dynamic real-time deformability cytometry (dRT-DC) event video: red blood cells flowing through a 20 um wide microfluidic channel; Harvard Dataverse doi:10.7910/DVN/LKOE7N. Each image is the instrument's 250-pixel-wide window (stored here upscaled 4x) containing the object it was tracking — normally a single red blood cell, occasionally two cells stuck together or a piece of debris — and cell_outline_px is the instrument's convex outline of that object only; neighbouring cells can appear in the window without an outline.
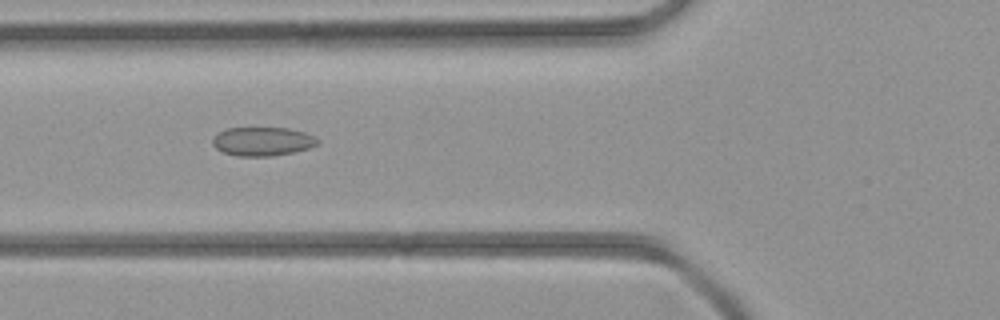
{"species": "common noctule bat (a hibernating species)", "species_latin": "Nyctalus noctula", "temperature_condition": "room temperature", "stored_images_in_passage": 46, "segment_of_instrument_passage": [1, 2], "camera_frame_rate_fps": 3000, "um_per_image_px": 0.085, "animal": {"sex": "female", "body_mass_g": 21.9}, "frame": {"image": 1, "passage_image": 17, "time_ms": 5.333, "image_size_px": [1000, 320], "cell_outline_px": [[320, 140], [316, 144], [308, 148], [292, 152], [272, 156], [236, 156], [224, 152], [216, 148], [212, 144], [212, 140], [220, 132], [228, 128], [288, 128], [304, 132], [316, 136]], "centroid_in_image_um": [22.33, 12.02], "position_along_channel_um": 103.5, "area_um2": 17.46}}
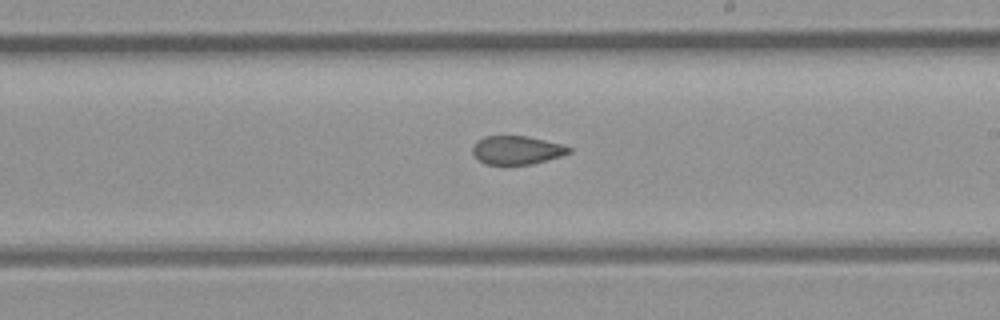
{"frame": {"image": 2, "passage_image": 26, "time_ms": 8.333, "image_size_px": [1000, 320], "cell_outline_px": [[572, 152], [560, 156], [532, 164], [484, 164], [472, 152], [472, 148], [476, 140], [484, 136], [528, 136], [564, 144], [572, 148]], "centroid_in_image_um": [43.95, 12.74], "position_along_channel_um": 245.1, "area_um2": 16.07}}
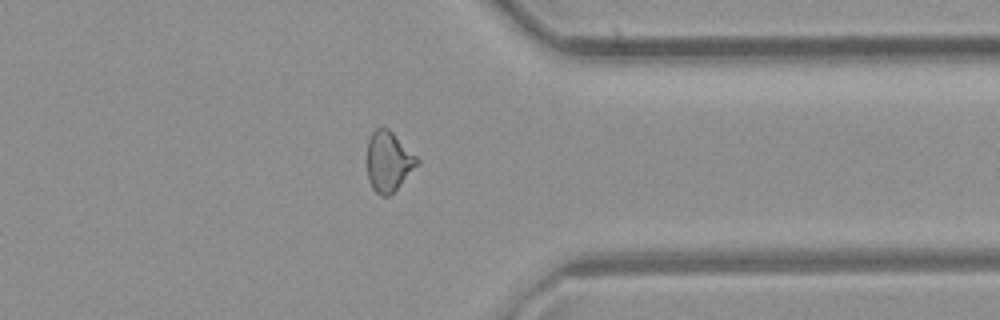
{"frame": {"image": 3, "passage_image": 35, "time_ms": 11.333, "image_size_px": [1000, 320], "cell_outline_px": [[420, 164], [388, 196], [380, 196], [372, 188], [368, 180], [368, 140], [372, 132], [376, 128], [388, 128], [420, 160]], "centroid_in_image_um": [33.03, 13.73], "position_along_channel_um": 378.4, "area_um2": 17.28}}